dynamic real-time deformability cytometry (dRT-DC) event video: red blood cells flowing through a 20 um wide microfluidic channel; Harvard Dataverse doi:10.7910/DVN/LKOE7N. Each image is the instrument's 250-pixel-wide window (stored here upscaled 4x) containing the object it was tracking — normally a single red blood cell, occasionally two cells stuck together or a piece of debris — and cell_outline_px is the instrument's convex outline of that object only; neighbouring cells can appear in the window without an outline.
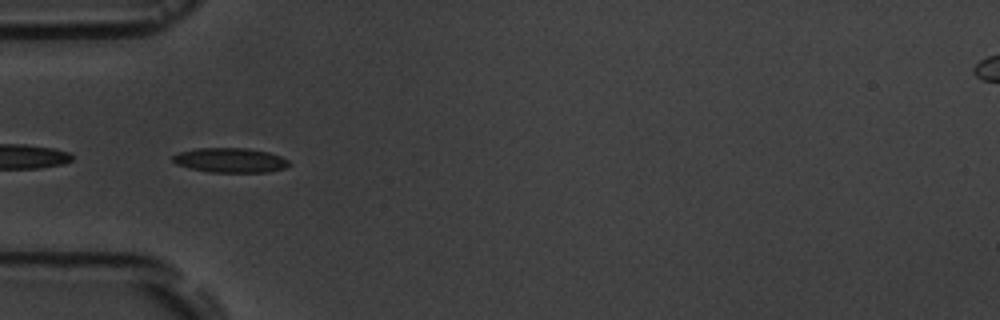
{"species": "common noctule bat (a hibernating species)", "species_latin": "Nyctalus noctula", "temperature_condition": "room temperature", "stored_images_in_passage": 7, "segment_of_instrument_passage": [2, 2], "camera_frame_rate_fps": 3000, "um_per_image_px": 0.085, "animal": {"sex": "male", "body_mass_g": 19.5, "forearm_length_mm": 54.6}, "frame": {"image": 1, "passage_image": 5, "time_ms": 5.667, "image_size_px": [1000, 320], "cell_outline_px": [[292, 164], [284, 168], [268, 172], [208, 172], [176, 164], [172, 160], [172, 156], [180, 152], [196, 148], [248, 148], [268, 152], [280, 156], [288, 160]], "centroid_in_image_um": [19.59, 13.62], "position_along_channel_um": 65.4, "area_um2": 16.65}}
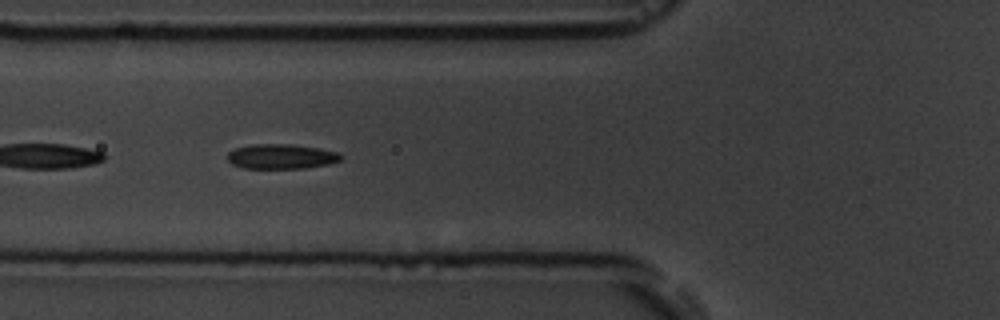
{"frame": {"image": 2, "passage_image": 6, "time_ms": 6.667, "image_size_px": [1000, 320], "cell_outline_px": [[344, 156], [340, 160], [328, 164], [304, 168], [244, 168], [232, 164], [228, 160], [228, 152], [236, 148], [252, 144], [292, 144], [320, 148], [336, 152]], "centroid_in_image_um": [23.91, 13.29], "position_along_channel_um": 101.9, "area_um2": 16.36}}